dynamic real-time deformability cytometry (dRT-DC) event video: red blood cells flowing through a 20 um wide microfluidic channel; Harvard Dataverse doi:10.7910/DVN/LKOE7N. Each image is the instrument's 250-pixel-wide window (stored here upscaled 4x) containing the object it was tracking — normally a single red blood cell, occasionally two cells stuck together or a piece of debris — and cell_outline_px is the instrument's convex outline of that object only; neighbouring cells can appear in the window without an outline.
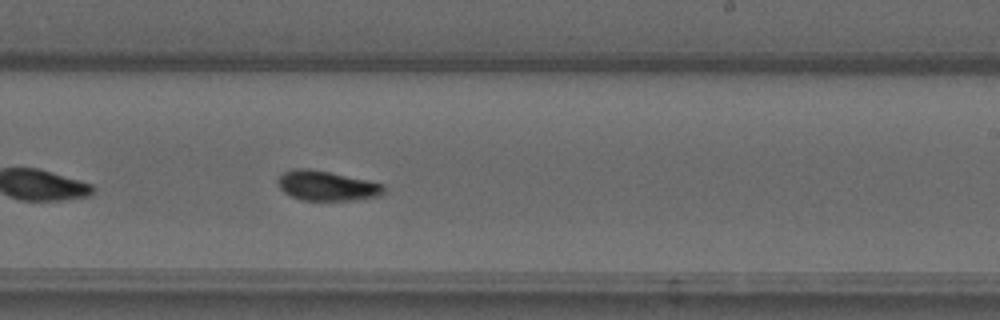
{"species": "common noctule bat (a hibernating species)", "species_latin": "Nyctalus noctula", "temperature_condition": "warm", "stored_images_in_passage": 40, "camera_frame_rate_fps": 3000, "um_per_image_px": 0.085, "animal": {"sex": "male", "forearm_length_mm": 52.5}, "frame": {"image": 1, "passage_image": 18, "time_ms": 5.667, "image_size_px": [1000, 320], "cell_outline_px": [[384, 192], [380, 196], [352, 200], [300, 200], [284, 192], [276, 184], [276, 180], [284, 172], [292, 168], [308, 168], [368, 180], [384, 184]], "centroid_in_image_um": [27.75, 15.79], "position_along_channel_um": 261.3, "area_um2": 18.44}}
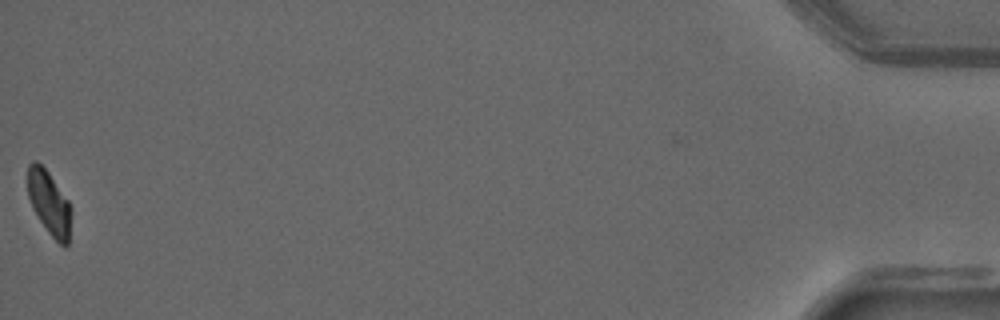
{"frame": {"image": 2, "passage_image": 40, "time_ms": 13.0, "image_size_px": [1000, 320], "cell_outline_px": [[68, 244], [64, 248], [48, 232], [32, 208], [28, 196], [28, 164], [32, 160], [36, 160], [48, 172], [68, 200]], "centroid_in_image_um": [4.12, 17.2], "position_along_channel_um": 431.1, "area_um2": 15.55}, "authors_computed_cell_mechanics": {"area_um2": 17.8891, "velocity_mm_per_s": 3.7383, "shape_relaxation_time_tau1_ms": 3.8591, "shape_relaxation_time_tau2_ms": 5.7975, "deformation_change_tau1": 0.1524, "deformation_change_tau2": 0.0887}}